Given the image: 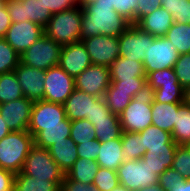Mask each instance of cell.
<instances>
[{
  "label": "cell",
  "instance_id": "obj_1",
  "mask_svg": "<svg viewBox=\"0 0 190 191\" xmlns=\"http://www.w3.org/2000/svg\"><path fill=\"white\" fill-rule=\"evenodd\" d=\"M82 37H119L131 23L119 15L109 0H95L82 7Z\"/></svg>",
  "mask_w": 190,
  "mask_h": 191
},
{
  "label": "cell",
  "instance_id": "obj_2",
  "mask_svg": "<svg viewBox=\"0 0 190 191\" xmlns=\"http://www.w3.org/2000/svg\"><path fill=\"white\" fill-rule=\"evenodd\" d=\"M154 94L155 90L146 82L134 95L119 115L122 131L139 133L152 125Z\"/></svg>",
  "mask_w": 190,
  "mask_h": 191
},
{
  "label": "cell",
  "instance_id": "obj_3",
  "mask_svg": "<svg viewBox=\"0 0 190 191\" xmlns=\"http://www.w3.org/2000/svg\"><path fill=\"white\" fill-rule=\"evenodd\" d=\"M82 15L80 6L52 14L44 28L45 35L62 46L81 41Z\"/></svg>",
  "mask_w": 190,
  "mask_h": 191
},
{
  "label": "cell",
  "instance_id": "obj_4",
  "mask_svg": "<svg viewBox=\"0 0 190 191\" xmlns=\"http://www.w3.org/2000/svg\"><path fill=\"white\" fill-rule=\"evenodd\" d=\"M33 145L29 131H11L0 140V168L20 173Z\"/></svg>",
  "mask_w": 190,
  "mask_h": 191
},
{
  "label": "cell",
  "instance_id": "obj_5",
  "mask_svg": "<svg viewBox=\"0 0 190 191\" xmlns=\"http://www.w3.org/2000/svg\"><path fill=\"white\" fill-rule=\"evenodd\" d=\"M22 174L33 176L34 179L63 182L65 173L51 157L49 151L33 145L25 159Z\"/></svg>",
  "mask_w": 190,
  "mask_h": 191
},
{
  "label": "cell",
  "instance_id": "obj_6",
  "mask_svg": "<svg viewBox=\"0 0 190 191\" xmlns=\"http://www.w3.org/2000/svg\"><path fill=\"white\" fill-rule=\"evenodd\" d=\"M61 50V44L44 34L20 56V62L46 71L59 64Z\"/></svg>",
  "mask_w": 190,
  "mask_h": 191
},
{
  "label": "cell",
  "instance_id": "obj_7",
  "mask_svg": "<svg viewBox=\"0 0 190 191\" xmlns=\"http://www.w3.org/2000/svg\"><path fill=\"white\" fill-rule=\"evenodd\" d=\"M119 184L131 191H138L158 183L159 175L155 173L142 158L125 160L117 169Z\"/></svg>",
  "mask_w": 190,
  "mask_h": 191
},
{
  "label": "cell",
  "instance_id": "obj_8",
  "mask_svg": "<svg viewBox=\"0 0 190 191\" xmlns=\"http://www.w3.org/2000/svg\"><path fill=\"white\" fill-rule=\"evenodd\" d=\"M143 67L145 75L152 71L173 68L180 54L171 42L163 37H155L153 43L148 44Z\"/></svg>",
  "mask_w": 190,
  "mask_h": 191
},
{
  "label": "cell",
  "instance_id": "obj_9",
  "mask_svg": "<svg viewBox=\"0 0 190 191\" xmlns=\"http://www.w3.org/2000/svg\"><path fill=\"white\" fill-rule=\"evenodd\" d=\"M74 90L75 78L59 65L46 70L43 100L64 104Z\"/></svg>",
  "mask_w": 190,
  "mask_h": 191
},
{
  "label": "cell",
  "instance_id": "obj_10",
  "mask_svg": "<svg viewBox=\"0 0 190 191\" xmlns=\"http://www.w3.org/2000/svg\"><path fill=\"white\" fill-rule=\"evenodd\" d=\"M81 41L89 53L92 64L109 68L120 56L119 38L117 36L82 37Z\"/></svg>",
  "mask_w": 190,
  "mask_h": 191
},
{
  "label": "cell",
  "instance_id": "obj_11",
  "mask_svg": "<svg viewBox=\"0 0 190 191\" xmlns=\"http://www.w3.org/2000/svg\"><path fill=\"white\" fill-rule=\"evenodd\" d=\"M120 57L143 62L154 36L131 24L119 37Z\"/></svg>",
  "mask_w": 190,
  "mask_h": 191
},
{
  "label": "cell",
  "instance_id": "obj_12",
  "mask_svg": "<svg viewBox=\"0 0 190 191\" xmlns=\"http://www.w3.org/2000/svg\"><path fill=\"white\" fill-rule=\"evenodd\" d=\"M66 112L63 104L45 100L34 101L28 131L34 137L41 126L63 125Z\"/></svg>",
  "mask_w": 190,
  "mask_h": 191
},
{
  "label": "cell",
  "instance_id": "obj_13",
  "mask_svg": "<svg viewBox=\"0 0 190 191\" xmlns=\"http://www.w3.org/2000/svg\"><path fill=\"white\" fill-rule=\"evenodd\" d=\"M5 7L12 23L31 21L45 28L52 16L51 12L45 9L37 0L21 2L6 0Z\"/></svg>",
  "mask_w": 190,
  "mask_h": 191
},
{
  "label": "cell",
  "instance_id": "obj_14",
  "mask_svg": "<svg viewBox=\"0 0 190 191\" xmlns=\"http://www.w3.org/2000/svg\"><path fill=\"white\" fill-rule=\"evenodd\" d=\"M111 84L110 69L92 64L75 78V88L96 97H104Z\"/></svg>",
  "mask_w": 190,
  "mask_h": 191
},
{
  "label": "cell",
  "instance_id": "obj_15",
  "mask_svg": "<svg viewBox=\"0 0 190 191\" xmlns=\"http://www.w3.org/2000/svg\"><path fill=\"white\" fill-rule=\"evenodd\" d=\"M44 34V28L39 24L24 21L12 23L3 38L21 56Z\"/></svg>",
  "mask_w": 190,
  "mask_h": 191
},
{
  "label": "cell",
  "instance_id": "obj_16",
  "mask_svg": "<svg viewBox=\"0 0 190 191\" xmlns=\"http://www.w3.org/2000/svg\"><path fill=\"white\" fill-rule=\"evenodd\" d=\"M33 104L26 97L0 104V115L11 131H28Z\"/></svg>",
  "mask_w": 190,
  "mask_h": 191
},
{
  "label": "cell",
  "instance_id": "obj_17",
  "mask_svg": "<svg viewBox=\"0 0 190 191\" xmlns=\"http://www.w3.org/2000/svg\"><path fill=\"white\" fill-rule=\"evenodd\" d=\"M21 86L23 96L34 101L43 100L45 70L30 67L19 62L14 70Z\"/></svg>",
  "mask_w": 190,
  "mask_h": 191
},
{
  "label": "cell",
  "instance_id": "obj_18",
  "mask_svg": "<svg viewBox=\"0 0 190 191\" xmlns=\"http://www.w3.org/2000/svg\"><path fill=\"white\" fill-rule=\"evenodd\" d=\"M68 75L76 78L92 65L89 53L82 41L63 45L58 64Z\"/></svg>",
  "mask_w": 190,
  "mask_h": 191
},
{
  "label": "cell",
  "instance_id": "obj_19",
  "mask_svg": "<svg viewBox=\"0 0 190 191\" xmlns=\"http://www.w3.org/2000/svg\"><path fill=\"white\" fill-rule=\"evenodd\" d=\"M98 98L75 88L63 104L66 117L70 121L91 118L92 104Z\"/></svg>",
  "mask_w": 190,
  "mask_h": 191
},
{
  "label": "cell",
  "instance_id": "obj_20",
  "mask_svg": "<svg viewBox=\"0 0 190 191\" xmlns=\"http://www.w3.org/2000/svg\"><path fill=\"white\" fill-rule=\"evenodd\" d=\"M173 24L172 15L161 7L142 17L135 25L154 37H163Z\"/></svg>",
  "mask_w": 190,
  "mask_h": 191
},
{
  "label": "cell",
  "instance_id": "obj_21",
  "mask_svg": "<svg viewBox=\"0 0 190 191\" xmlns=\"http://www.w3.org/2000/svg\"><path fill=\"white\" fill-rule=\"evenodd\" d=\"M97 153L96 162L102 168L117 171L118 167L125 161L121 138L100 142Z\"/></svg>",
  "mask_w": 190,
  "mask_h": 191
},
{
  "label": "cell",
  "instance_id": "obj_22",
  "mask_svg": "<svg viewBox=\"0 0 190 191\" xmlns=\"http://www.w3.org/2000/svg\"><path fill=\"white\" fill-rule=\"evenodd\" d=\"M71 121L66 118L63 120V125L41 126L39 131L34 137V144L48 149L54 143L66 142L70 138Z\"/></svg>",
  "mask_w": 190,
  "mask_h": 191
},
{
  "label": "cell",
  "instance_id": "obj_23",
  "mask_svg": "<svg viewBox=\"0 0 190 191\" xmlns=\"http://www.w3.org/2000/svg\"><path fill=\"white\" fill-rule=\"evenodd\" d=\"M47 150L65 174L78 159L77 144L71 138L66 139V142H56Z\"/></svg>",
  "mask_w": 190,
  "mask_h": 191
},
{
  "label": "cell",
  "instance_id": "obj_24",
  "mask_svg": "<svg viewBox=\"0 0 190 191\" xmlns=\"http://www.w3.org/2000/svg\"><path fill=\"white\" fill-rule=\"evenodd\" d=\"M179 109V103H152V125L172 133L174 123L176 122V114Z\"/></svg>",
  "mask_w": 190,
  "mask_h": 191
},
{
  "label": "cell",
  "instance_id": "obj_25",
  "mask_svg": "<svg viewBox=\"0 0 190 191\" xmlns=\"http://www.w3.org/2000/svg\"><path fill=\"white\" fill-rule=\"evenodd\" d=\"M111 81H124L135 77H146L143 62L118 57L109 67Z\"/></svg>",
  "mask_w": 190,
  "mask_h": 191
},
{
  "label": "cell",
  "instance_id": "obj_26",
  "mask_svg": "<svg viewBox=\"0 0 190 191\" xmlns=\"http://www.w3.org/2000/svg\"><path fill=\"white\" fill-rule=\"evenodd\" d=\"M177 147L148 148L142 159L159 176L173 164L174 154Z\"/></svg>",
  "mask_w": 190,
  "mask_h": 191
},
{
  "label": "cell",
  "instance_id": "obj_27",
  "mask_svg": "<svg viewBox=\"0 0 190 191\" xmlns=\"http://www.w3.org/2000/svg\"><path fill=\"white\" fill-rule=\"evenodd\" d=\"M62 182L34 179L21 172L15 174L13 191H61Z\"/></svg>",
  "mask_w": 190,
  "mask_h": 191
},
{
  "label": "cell",
  "instance_id": "obj_28",
  "mask_svg": "<svg viewBox=\"0 0 190 191\" xmlns=\"http://www.w3.org/2000/svg\"><path fill=\"white\" fill-rule=\"evenodd\" d=\"M171 136L177 145H190V106L185 102L179 103Z\"/></svg>",
  "mask_w": 190,
  "mask_h": 191
},
{
  "label": "cell",
  "instance_id": "obj_29",
  "mask_svg": "<svg viewBox=\"0 0 190 191\" xmlns=\"http://www.w3.org/2000/svg\"><path fill=\"white\" fill-rule=\"evenodd\" d=\"M142 144L147 151L148 148L177 147L173 141L171 133L164 131L157 126L150 125L140 132Z\"/></svg>",
  "mask_w": 190,
  "mask_h": 191
},
{
  "label": "cell",
  "instance_id": "obj_30",
  "mask_svg": "<svg viewBox=\"0 0 190 191\" xmlns=\"http://www.w3.org/2000/svg\"><path fill=\"white\" fill-rule=\"evenodd\" d=\"M98 168L99 164L95 160L78 158L65 175L73 181L92 184Z\"/></svg>",
  "mask_w": 190,
  "mask_h": 191
},
{
  "label": "cell",
  "instance_id": "obj_31",
  "mask_svg": "<svg viewBox=\"0 0 190 191\" xmlns=\"http://www.w3.org/2000/svg\"><path fill=\"white\" fill-rule=\"evenodd\" d=\"M95 134L100 142H106L112 139H119L122 135V126L119 115L111 113L108 120L92 121Z\"/></svg>",
  "mask_w": 190,
  "mask_h": 191
},
{
  "label": "cell",
  "instance_id": "obj_32",
  "mask_svg": "<svg viewBox=\"0 0 190 191\" xmlns=\"http://www.w3.org/2000/svg\"><path fill=\"white\" fill-rule=\"evenodd\" d=\"M176 48L178 53H190V24L175 23L164 36Z\"/></svg>",
  "mask_w": 190,
  "mask_h": 191
},
{
  "label": "cell",
  "instance_id": "obj_33",
  "mask_svg": "<svg viewBox=\"0 0 190 191\" xmlns=\"http://www.w3.org/2000/svg\"><path fill=\"white\" fill-rule=\"evenodd\" d=\"M24 97L14 71L0 74V104Z\"/></svg>",
  "mask_w": 190,
  "mask_h": 191
},
{
  "label": "cell",
  "instance_id": "obj_34",
  "mask_svg": "<svg viewBox=\"0 0 190 191\" xmlns=\"http://www.w3.org/2000/svg\"><path fill=\"white\" fill-rule=\"evenodd\" d=\"M122 150L125 160L141 159L146 152L143 147L140 132H122L121 135Z\"/></svg>",
  "mask_w": 190,
  "mask_h": 191
},
{
  "label": "cell",
  "instance_id": "obj_35",
  "mask_svg": "<svg viewBox=\"0 0 190 191\" xmlns=\"http://www.w3.org/2000/svg\"><path fill=\"white\" fill-rule=\"evenodd\" d=\"M70 138L76 143L81 144L89 140H96L94 125L87 119L71 121Z\"/></svg>",
  "mask_w": 190,
  "mask_h": 191
},
{
  "label": "cell",
  "instance_id": "obj_36",
  "mask_svg": "<svg viewBox=\"0 0 190 191\" xmlns=\"http://www.w3.org/2000/svg\"><path fill=\"white\" fill-rule=\"evenodd\" d=\"M104 99L111 113L120 115L133 98L129 92L117 91V88H108Z\"/></svg>",
  "mask_w": 190,
  "mask_h": 191
},
{
  "label": "cell",
  "instance_id": "obj_37",
  "mask_svg": "<svg viewBox=\"0 0 190 191\" xmlns=\"http://www.w3.org/2000/svg\"><path fill=\"white\" fill-rule=\"evenodd\" d=\"M20 62V55L0 38V74L14 71Z\"/></svg>",
  "mask_w": 190,
  "mask_h": 191
},
{
  "label": "cell",
  "instance_id": "obj_38",
  "mask_svg": "<svg viewBox=\"0 0 190 191\" xmlns=\"http://www.w3.org/2000/svg\"><path fill=\"white\" fill-rule=\"evenodd\" d=\"M146 82L156 90L162 86L180 84L173 68L152 71L146 75Z\"/></svg>",
  "mask_w": 190,
  "mask_h": 191
},
{
  "label": "cell",
  "instance_id": "obj_39",
  "mask_svg": "<svg viewBox=\"0 0 190 191\" xmlns=\"http://www.w3.org/2000/svg\"><path fill=\"white\" fill-rule=\"evenodd\" d=\"M184 93L181 84L162 86L155 90L154 100L161 103H183Z\"/></svg>",
  "mask_w": 190,
  "mask_h": 191
},
{
  "label": "cell",
  "instance_id": "obj_40",
  "mask_svg": "<svg viewBox=\"0 0 190 191\" xmlns=\"http://www.w3.org/2000/svg\"><path fill=\"white\" fill-rule=\"evenodd\" d=\"M92 184L99 191H111L120 185L117 171L99 167Z\"/></svg>",
  "mask_w": 190,
  "mask_h": 191
},
{
  "label": "cell",
  "instance_id": "obj_41",
  "mask_svg": "<svg viewBox=\"0 0 190 191\" xmlns=\"http://www.w3.org/2000/svg\"><path fill=\"white\" fill-rule=\"evenodd\" d=\"M172 168L184 179H190V145H178L174 154Z\"/></svg>",
  "mask_w": 190,
  "mask_h": 191
},
{
  "label": "cell",
  "instance_id": "obj_42",
  "mask_svg": "<svg viewBox=\"0 0 190 191\" xmlns=\"http://www.w3.org/2000/svg\"><path fill=\"white\" fill-rule=\"evenodd\" d=\"M174 72L178 78L181 87L186 90L190 87V53L181 54L177 59Z\"/></svg>",
  "mask_w": 190,
  "mask_h": 191
},
{
  "label": "cell",
  "instance_id": "obj_43",
  "mask_svg": "<svg viewBox=\"0 0 190 191\" xmlns=\"http://www.w3.org/2000/svg\"><path fill=\"white\" fill-rule=\"evenodd\" d=\"M114 10L131 24H136V7L139 0H109Z\"/></svg>",
  "mask_w": 190,
  "mask_h": 191
},
{
  "label": "cell",
  "instance_id": "obj_44",
  "mask_svg": "<svg viewBox=\"0 0 190 191\" xmlns=\"http://www.w3.org/2000/svg\"><path fill=\"white\" fill-rule=\"evenodd\" d=\"M146 83V77H135L124 81H111L108 88H117V91L129 92V95L134 98V95Z\"/></svg>",
  "mask_w": 190,
  "mask_h": 191
},
{
  "label": "cell",
  "instance_id": "obj_45",
  "mask_svg": "<svg viewBox=\"0 0 190 191\" xmlns=\"http://www.w3.org/2000/svg\"><path fill=\"white\" fill-rule=\"evenodd\" d=\"M99 147L100 141L98 139L77 144L78 158H86L87 160L90 159L96 161Z\"/></svg>",
  "mask_w": 190,
  "mask_h": 191
},
{
  "label": "cell",
  "instance_id": "obj_46",
  "mask_svg": "<svg viewBox=\"0 0 190 191\" xmlns=\"http://www.w3.org/2000/svg\"><path fill=\"white\" fill-rule=\"evenodd\" d=\"M45 9H48L51 14H56L61 11L78 6L77 0H37Z\"/></svg>",
  "mask_w": 190,
  "mask_h": 191
},
{
  "label": "cell",
  "instance_id": "obj_47",
  "mask_svg": "<svg viewBox=\"0 0 190 191\" xmlns=\"http://www.w3.org/2000/svg\"><path fill=\"white\" fill-rule=\"evenodd\" d=\"M111 114L109 107L106 105L104 97H99L95 103L92 104L91 118H86L92 123V121L108 120V116Z\"/></svg>",
  "mask_w": 190,
  "mask_h": 191
},
{
  "label": "cell",
  "instance_id": "obj_48",
  "mask_svg": "<svg viewBox=\"0 0 190 191\" xmlns=\"http://www.w3.org/2000/svg\"><path fill=\"white\" fill-rule=\"evenodd\" d=\"M181 176L175 169L167 168L158 178V184L167 191L169 186H174L175 184H180L183 180Z\"/></svg>",
  "mask_w": 190,
  "mask_h": 191
},
{
  "label": "cell",
  "instance_id": "obj_49",
  "mask_svg": "<svg viewBox=\"0 0 190 191\" xmlns=\"http://www.w3.org/2000/svg\"><path fill=\"white\" fill-rule=\"evenodd\" d=\"M157 8H161V0H139L136 7V23Z\"/></svg>",
  "mask_w": 190,
  "mask_h": 191
},
{
  "label": "cell",
  "instance_id": "obj_50",
  "mask_svg": "<svg viewBox=\"0 0 190 191\" xmlns=\"http://www.w3.org/2000/svg\"><path fill=\"white\" fill-rule=\"evenodd\" d=\"M61 191H99L93 184L81 183L80 181H73L64 176L61 184Z\"/></svg>",
  "mask_w": 190,
  "mask_h": 191
},
{
  "label": "cell",
  "instance_id": "obj_51",
  "mask_svg": "<svg viewBox=\"0 0 190 191\" xmlns=\"http://www.w3.org/2000/svg\"><path fill=\"white\" fill-rule=\"evenodd\" d=\"M15 174L0 168V191H13Z\"/></svg>",
  "mask_w": 190,
  "mask_h": 191
},
{
  "label": "cell",
  "instance_id": "obj_52",
  "mask_svg": "<svg viewBox=\"0 0 190 191\" xmlns=\"http://www.w3.org/2000/svg\"><path fill=\"white\" fill-rule=\"evenodd\" d=\"M175 23L190 24V0H182L180 13L173 18Z\"/></svg>",
  "mask_w": 190,
  "mask_h": 191
},
{
  "label": "cell",
  "instance_id": "obj_53",
  "mask_svg": "<svg viewBox=\"0 0 190 191\" xmlns=\"http://www.w3.org/2000/svg\"><path fill=\"white\" fill-rule=\"evenodd\" d=\"M12 24L11 18L8 14L5 5L0 9V38L6 35L10 25Z\"/></svg>",
  "mask_w": 190,
  "mask_h": 191
},
{
  "label": "cell",
  "instance_id": "obj_54",
  "mask_svg": "<svg viewBox=\"0 0 190 191\" xmlns=\"http://www.w3.org/2000/svg\"><path fill=\"white\" fill-rule=\"evenodd\" d=\"M161 7L172 15V18L180 13L182 0H161Z\"/></svg>",
  "mask_w": 190,
  "mask_h": 191
},
{
  "label": "cell",
  "instance_id": "obj_55",
  "mask_svg": "<svg viewBox=\"0 0 190 191\" xmlns=\"http://www.w3.org/2000/svg\"><path fill=\"white\" fill-rule=\"evenodd\" d=\"M167 191H190L189 179H183L180 184L169 186Z\"/></svg>",
  "mask_w": 190,
  "mask_h": 191
},
{
  "label": "cell",
  "instance_id": "obj_56",
  "mask_svg": "<svg viewBox=\"0 0 190 191\" xmlns=\"http://www.w3.org/2000/svg\"><path fill=\"white\" fill-rule=\"evenodd\" d=\"M11 132V129L7 126L5 120L0 115V140L8 135Z\"/></svg>",
  "mask_w": 190,
  "mask_h": 191
},
{
  "label": "cell",
  "instance_id": "obj_57",
  "mask_svg": "<svg viewBox=\"0 0 190 191\" xmlns=\"http://www.w3.org/2000/svg\"><path fill=\"white\" fill-rule=\"evenodd\" d=\"M138 191H165L158 183L148 187H143Z\"/></svg>",
  "mask_w": 190,
  "mask_h": 191
},
{
  "label": "cell",
  "instance_id": "obj_58",
  "mask_svg": "<svg viewBox=\"0 0 190 191\" xmlns=\"http://www.w3.org/2000/svg\"><path fill=\"white\" fill-rule=\"evenodd\" d=\"M184 102L190 106V87L185 90L184 93Z\"/></svg>",
  "mask_w": 190,
  "mask_h": 191
},
{
  "label": "cell",
  "instance_id": "obj_59",
  "mask_svg": "<svg viewBox=\"0 0 190 191\" xmlns=\"http://www.w3.org/2000/svg\"><path fill=\"white\" fill-rule=\"evenodd\" d=\"M95 0H77V5L80 6L81 8L84 7L85 5L94 2Z\"/></svg>",
  "mask_w": 190,
  "mask_h": 191
},
{
  "label": "cell",
  "instance_id": "obj_60",
  "mask_svg": "<svg viewBox=\"0 0 190 191\" xmlns=\"http://www.w3.org/2000/svg\"><path fill=\"white\" fill-rule=\"evenodd\" d=\"M111 191H131V190H129L128 188H126L122 185H119L116 188L112 189Z\"/></svg>",
  "mask_w": 190,
  "mask_h": 191
},
{
  "label": "cell",
  "instance_id": "obj_61",
  "mask_svg": "<svg viewBox=\"0 0 190 191\" xmlns=\"http://www.w3.org/2000/svg\"><path fill=\"white\" fill-rule=\"evenodd\" d=\"M6 0H0V9L5 5Z\"/></svg>",
  "mask_w": 190,
  "mask_h": 191
},
{
  "label": "cell",
  "instance_id": "obj_62",
  "mask_svg": "<svg viewBox=\"0 0 190 191\" xmlns=\"http://www.w3.org/2000/svg\"><path fill=\"white\" fill-rule=\"evenodd\" d=\"M10 1H20L21 2V1H25V0H10Z\"/></svg>",
  "mask_w": 190,
  "mask_h": 191
}]
</instances>
